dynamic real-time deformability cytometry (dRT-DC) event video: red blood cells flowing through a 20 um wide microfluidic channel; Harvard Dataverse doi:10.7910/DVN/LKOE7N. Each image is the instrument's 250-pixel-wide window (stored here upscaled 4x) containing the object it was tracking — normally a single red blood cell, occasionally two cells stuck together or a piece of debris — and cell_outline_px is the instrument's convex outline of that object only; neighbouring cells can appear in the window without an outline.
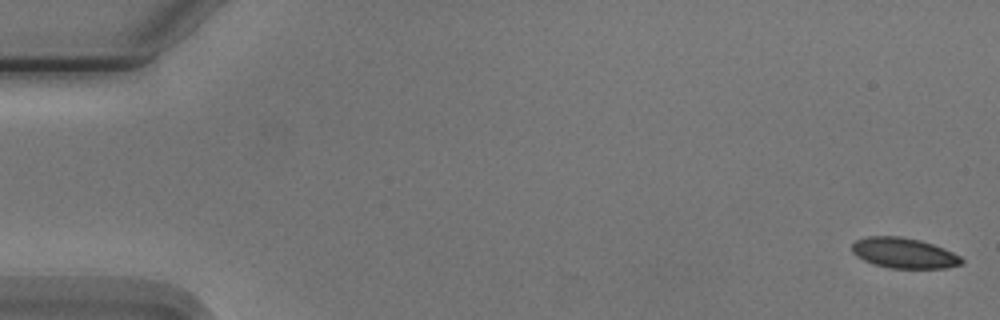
{"species": "Egyptian fruit bat (a non-hibernating species)", "species_latin": "Rousettus aegyptiacus", "temperature_condition": "cold", "stored_images_in_passage": 6, "camera_frame_rate_fps": 3000, "um_per_image_px": 0.085, "animal": {"sex": "male"}, "frame": {"image": 1, "passage_image": 1, "time_ms": 0.0, "image_size_px": [1000, 320], "cell_outline_px": [[964, 264], [948, 268], [888, 268], [864, 260], [856, 256], [852, 252], [852, 244], [856, 240], [868, 236], [900, 236], [920, 240], [944, 248], [960, 256], [964, 260]], "centroid_in_image_um": [76.86, 21.51], "position_along_channel_um": 8.1, "area_um2": 19.48}}
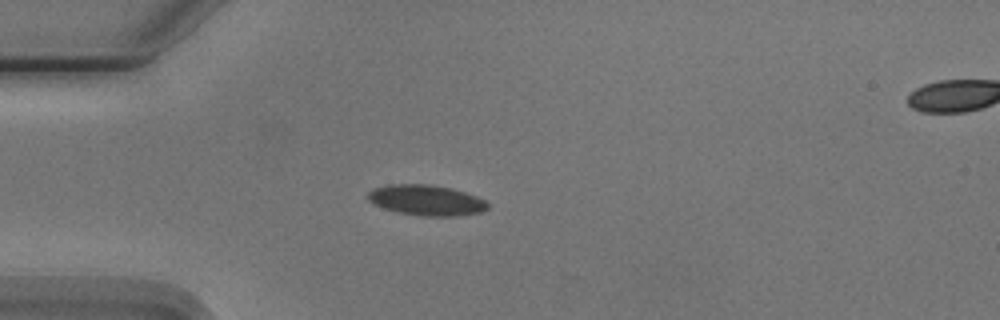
{"frame": {"image": 2, "passage_image": 5, "time_ms": 4.667, "image_size_px": [1000, 320], "cell_outline_px": [[488, 208], [480, 212], [456, 216], [420, 216], [400, 212], [384, 208], [372, 204], [364, 196], [372, 188], [388, 184], [428, 184], [452, 188], [476, 196], [484, 200], [488, 204]], "centroid_in_image_um": [36.17, 17.01], "position_along_channel_um": 48.8, "area_um2": 21.44}}